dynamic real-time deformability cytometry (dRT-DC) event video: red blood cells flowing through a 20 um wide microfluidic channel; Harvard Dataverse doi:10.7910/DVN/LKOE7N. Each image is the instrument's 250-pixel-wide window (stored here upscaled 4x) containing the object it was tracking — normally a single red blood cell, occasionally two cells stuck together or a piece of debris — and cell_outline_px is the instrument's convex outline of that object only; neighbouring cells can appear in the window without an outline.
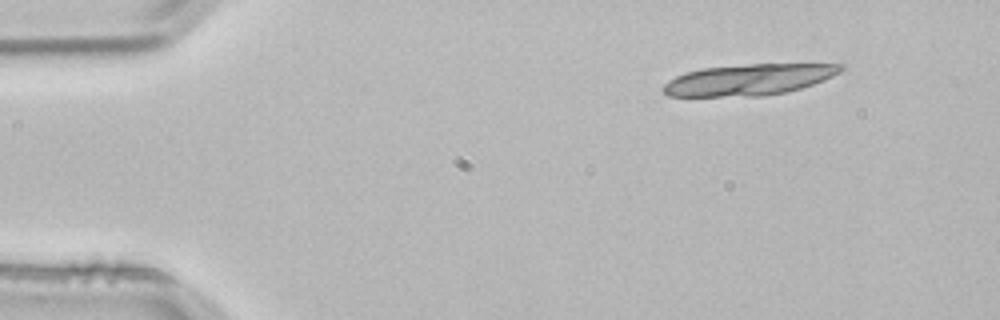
{"species": "common noctule bat (a hibernating species)", "species_latin": "Nyctalus noctula", "temperature_condition": "room temperature", "stored_images_in_passage": 4, "camera_frame_rate_fps": 3000, "um_per_image_px": 0.085, "animal": {"sex": "male", "body_mass_g": 21.5, "forearm_length_mm": 52.0}, "frame": {"image": 1, "passage_image": 1, "time_ms": 0.0, "image_size_px": [1000, 320], "cell_outline_px": [[844, 68], [840, 72], [824, 80], [788, 92], [764, 96], [668, 96], [660, 88], [668, 80], [684, 72], [704, 68], [748, 64], [844, 64]], "centroid_in_image_um": [63.63, 6.77], "position_along_channel_um": 21.4, "area_um2": 32.25}}